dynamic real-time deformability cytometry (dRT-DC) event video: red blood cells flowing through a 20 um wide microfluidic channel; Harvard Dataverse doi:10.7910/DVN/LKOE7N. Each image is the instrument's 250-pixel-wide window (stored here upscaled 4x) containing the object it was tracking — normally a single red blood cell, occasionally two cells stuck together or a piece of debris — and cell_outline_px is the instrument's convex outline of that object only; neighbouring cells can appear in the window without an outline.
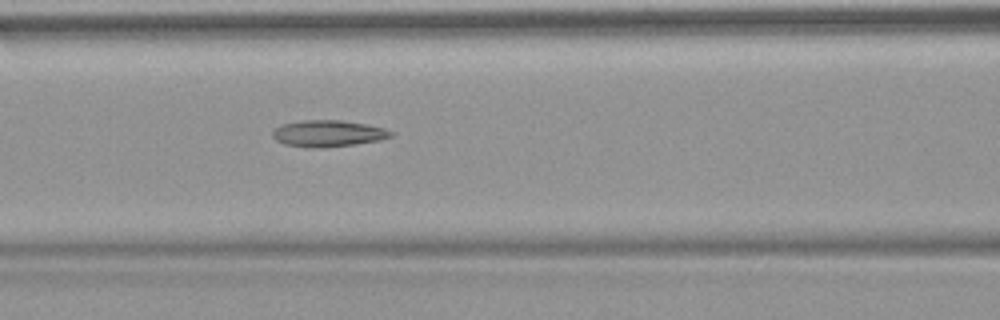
{"species": "common noctule bat (a hibernating species)", "species_latin": "Nyctalus noctula", "temperature_condition": "warm", "stored_images_in_passage": 53, "camera_frame_rate_fps": 3000, "um_per_image_px": 0.085, "animal": {"sex": "female", "body_mass_g": 18.4}, "frame": {"image": 1, "passage_image": 23, "time_ms": 7.333, "image_size_px": [1000, 320], "cell_outline_px": [[392, 136], [380, 140], [356, 144], [316, 148], [308, 148], [284, 144], [276, 140], [272, 136], [272, 132], [280, 124], [300, 120], [340, 120], [368, 124], [384, 128], [392, 132]], "centroid_in_image_um": [27.86, 11.34], "position_along_channel_um": 138.7, "area_um2": 18.38}}
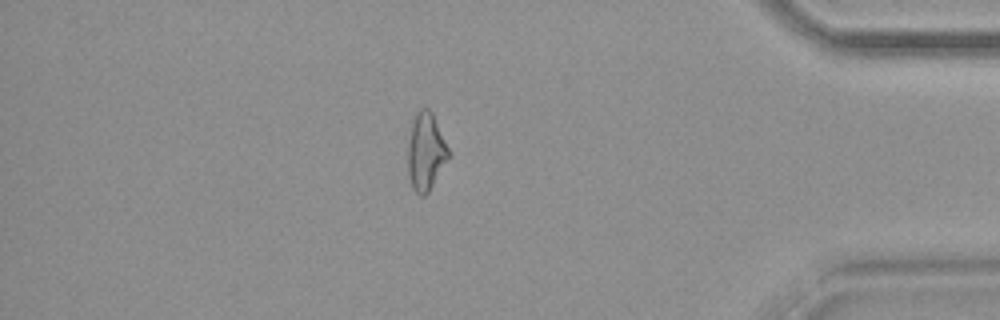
{"frame": {"image": 2, "passage_image": 46, "time_ms": 15.0, "image_size_px": [1000, 320], "cell_outline_px": [[448, 156], [428, 192], [424, 196], [420, 196], [412, 188], [408, 176], [408, 144], [412, 120], [416, 112], [420, 108], [428, 108], [432, 112], [448, 148]], "centroid_in_image_um": [36.15, 12.87], "position_along_channel_um": 399.1, "area_um2": 17.98}, "authors_computed_cell_mechanics": {"area_um2": 19.363, "velocity_mm_per_s": 3.848, "shape_relaxation_time_tau1_ms": null, "shape_relaxation_time_tau2_ms": 3.854, "deformation_change_tau1": null, "deformation_change_tau2": 0.1479}}